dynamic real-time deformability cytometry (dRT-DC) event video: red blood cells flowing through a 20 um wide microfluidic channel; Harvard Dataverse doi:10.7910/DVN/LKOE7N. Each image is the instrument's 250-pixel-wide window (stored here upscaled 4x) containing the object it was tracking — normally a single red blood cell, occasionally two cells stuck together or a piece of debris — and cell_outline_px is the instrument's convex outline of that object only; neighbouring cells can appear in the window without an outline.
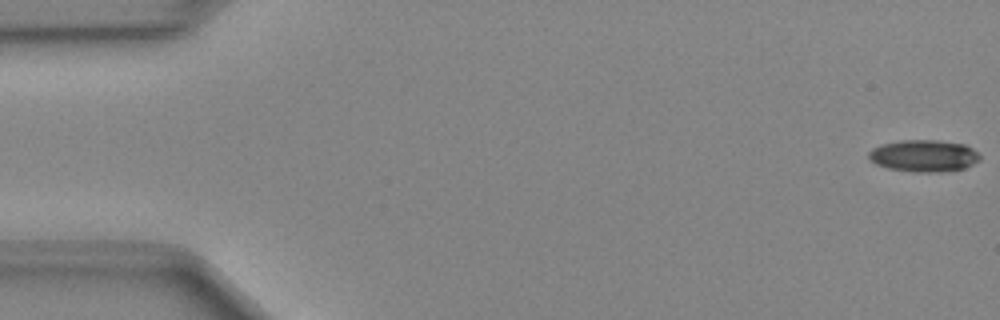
{"species": "Egyptian fruit bat (a non-hibernating species)", "species_latin": "Rousettus aegyptiacus", "temperature_condition": "cold", "stored_images_in_passage": 49, "camera_frame_rate_fps": 3000, "um_per_image_px": 0.085, "animal": {"sex": "female"}, "frame": {"image": 1, "passage_image": 1, "time_ms": 0.0, "image_size_px": [1000, 320], "cell_outline_px": [[980, 160], [964, 168], [944, 172], [912, 172], [888, 168], [876, 164], [868, 156], [868, 152], [872, 148], [880, 144], [900, 140], [936, 140], [964, 144], [972, 148], [980, 156]], "centroid_in_image_um": [78.51, 13.24], "position_along_channel_um": 6.5, "area_um2": 20.75}}
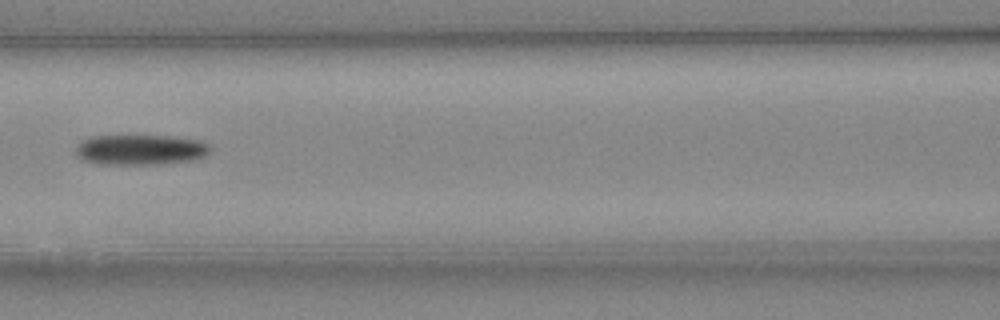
{"frame": {"image": 2, "passage_image": 22, "time_ms": 7.0, "image_size_px": [1000, 320], "cell_outline_px": [[212, 148], [204, 156], [192, 160], [164, 164], [96, 164], [80, 160], [76, 156], [76, 144], [92, 136], [172, 136], [200, 140], [208, 144]], "centroid_in_image_um": [11.91, 12.73], "position_along_channel_um": 154.7, "area_um2": 23.99}}
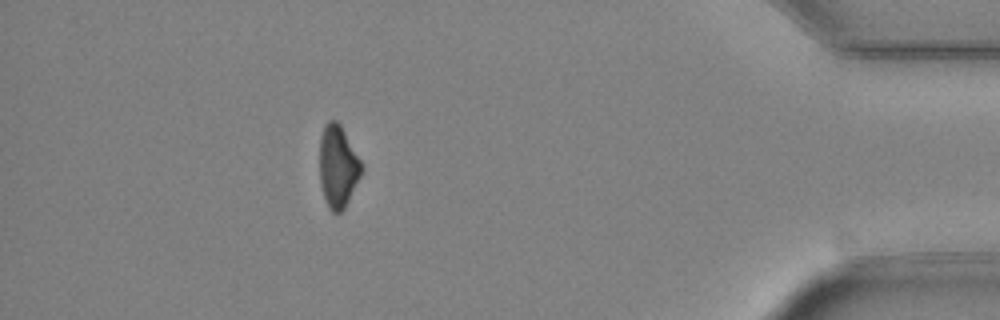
{"frame": {"image": 3, "passage_image": 44, "time_ms": 14.333, "image_size_px": [1000, 320], "cell_outline_px": [[360, 176], [344, 208], [340, 212], [332, 212], [328, 208], [320, 184], [320, 136], [324, 124], [328, 120], [336, 120], [340, 124], [360, 160]], "centroid_in_image_um": [28.68, 14.12], "position_along_channel_um": 406.5, "area_um2": 19.65}}